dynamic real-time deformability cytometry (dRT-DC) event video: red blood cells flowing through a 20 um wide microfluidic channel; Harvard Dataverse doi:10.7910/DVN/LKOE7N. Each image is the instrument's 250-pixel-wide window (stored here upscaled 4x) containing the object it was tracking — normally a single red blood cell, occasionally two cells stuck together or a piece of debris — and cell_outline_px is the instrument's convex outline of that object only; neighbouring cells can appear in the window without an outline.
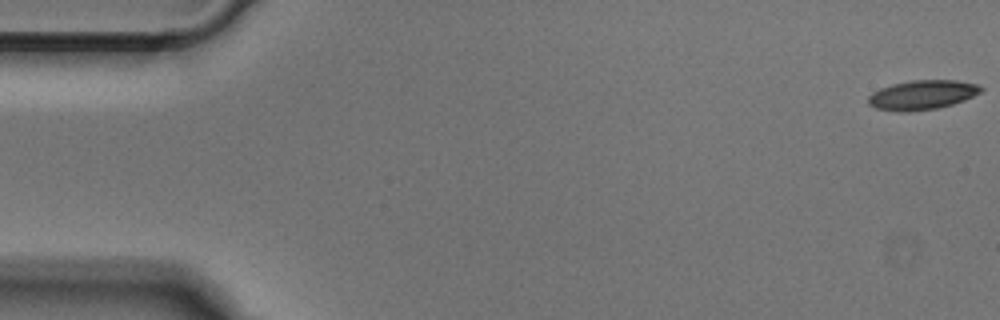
{"species": "Egyptian fruit bat (a non-hibernating species)", "species_latin": "Rousettus aegyptiacus", "temperature_condition": "cold", "stored_images_in_passage": 51, "camera_frame_rate_fps": 3000, "um_per_image_px": 0.085, "animal": {"sex": "male"}, "frame": {"image": 1, "passage_image": 1, "time_ms": 0.0, "image_size_px": [1000, 320], "cell_outline_px": [[984, 88], [980, 92], [964, 100], [952, 104], [936, 108], [908, 112], [896, 112], [876, 108], [868, 104], [868, 96], [872, 92], [880, 88], [892, 84], [912, 80], [956, 80], [976, 84]], "centroid_in_image_um": [78.35, 8.07], "position_along_channel_um": 6.7, "area_um2": 19.31}}
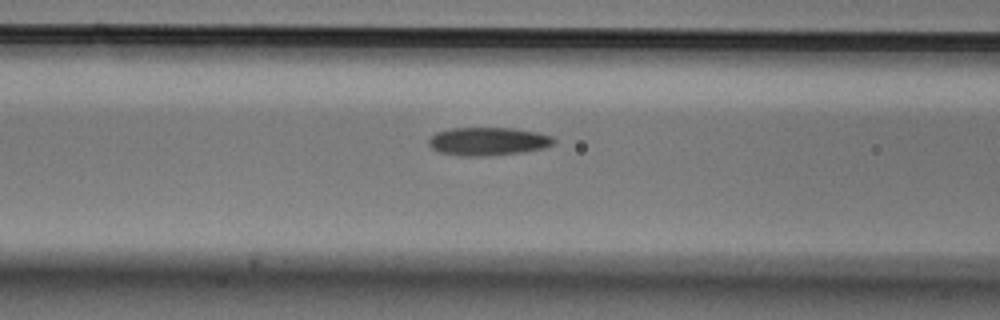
{"frame": {"image": 2, "passage_image": 20, "time_ms": 6.333, "image_size_px": [1000, 320], "cell_outline_px": [[556, 140], [552, 144], [544, 148], [524, 152], [484, 156], [456, 156], [436, 152], [428, 144], [428, 140], [436, 132], [452, 128], [512, 128], [536, 132], [552, 136]], "centroid_in_image_um": [41.45, 12.03], "position_along_channel_um": 125.2, "area_um2": 20.69}}
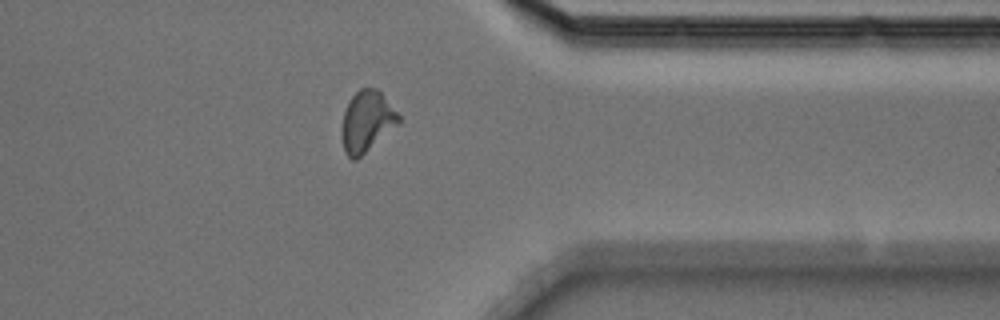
{"frame": {"image": 3, "passage_image": 40, "time_ms": 13.0, "image_size_px": [1000, 320], "cell_outline_px": [[400, 124], [356, 160], [352, 160], [344, 152], [340, 132], [344, 112], [348, 100], [360, 88], [376, 88], [380, 92], [400, 116]], "centroid_in_image_um": [31.16, 10.35], "position_along_channel_um": 380.2, "area_um2": 20.35}}